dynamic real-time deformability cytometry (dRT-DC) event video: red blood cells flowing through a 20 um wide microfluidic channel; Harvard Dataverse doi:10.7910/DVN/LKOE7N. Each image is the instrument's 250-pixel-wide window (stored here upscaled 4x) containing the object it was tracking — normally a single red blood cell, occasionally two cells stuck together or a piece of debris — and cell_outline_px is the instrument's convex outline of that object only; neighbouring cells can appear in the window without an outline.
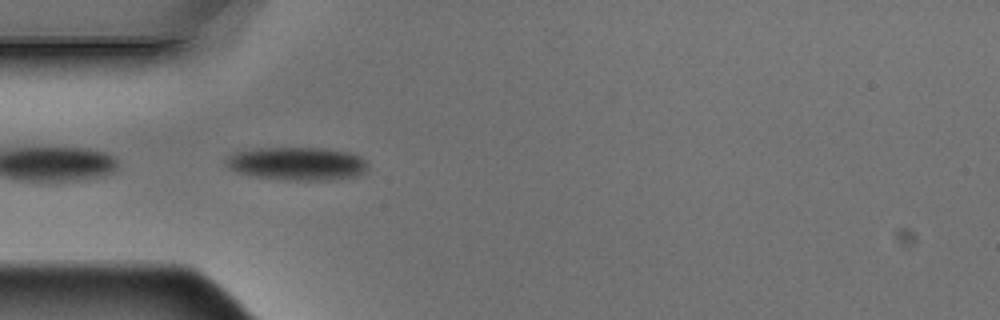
{"species": "Egyptian fruit bat (a non-hibernating species)", "species_latin": "Rousettus aegyptiacus", "temperature_condition": "warm", "stored_images_in_passage": 6, "camera_frame_rate_fps": 3000, "um_per_image_px": 0.085, "animal": {"sex": "male"}, "frame": {"image": 1, "passage_image": 5, "time_ms": 1.333, "image_size_px": [1000, 320], "cell_outline_px": [[368, 172], [356, 176], [328, 180], [284, 180], [252, 176], [236, 172], [228, 168], [224, 160], [228, 156], [236, 152], [260, 148], [324, 148], [352, 152], [368, 160]], "centroid_in_image_um": [25.31, 13.91], "position_along_channel_um": 59.7, "area_um2": 27.86}}